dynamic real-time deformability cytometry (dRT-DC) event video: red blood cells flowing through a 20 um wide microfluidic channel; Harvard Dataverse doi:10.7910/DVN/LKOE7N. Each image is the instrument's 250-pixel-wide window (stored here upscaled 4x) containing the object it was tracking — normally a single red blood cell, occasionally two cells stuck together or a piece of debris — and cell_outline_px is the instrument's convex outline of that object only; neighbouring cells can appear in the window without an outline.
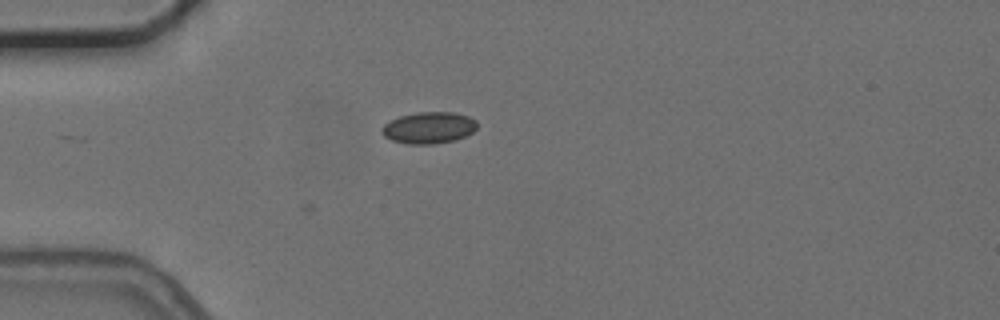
{"species": "common noctule bat (a hibernating species)", "species_latin": "Nyctalus noctula", "temperature_condition": "cold", "stored_images_in_passage": 5, "camera_frame_rate_fps": 3000, "um_per_image_px": 0.085, "animal": {"sex": "female", "body_mass_g": 24.6, "forearm_length_mm": 56.2}, "frame": {"image": 1, "passage_image": 5, "time_ms": 1.333, "image_size_px": [1000, 320], "cell_outline_px": [[476, 128], [472, 132], [456, 140], [432, 144], [412, 144], [392, 140], [384, 136], [380, 132], [380, 128], [384, 124], [400, 116], [416, 112], [456, 112], [468, 116], [476, 120]], "centroid_in_image_um": [36.44, 10.85], "position_along_channel_um": 48.6, "area_um2": 17.51}}